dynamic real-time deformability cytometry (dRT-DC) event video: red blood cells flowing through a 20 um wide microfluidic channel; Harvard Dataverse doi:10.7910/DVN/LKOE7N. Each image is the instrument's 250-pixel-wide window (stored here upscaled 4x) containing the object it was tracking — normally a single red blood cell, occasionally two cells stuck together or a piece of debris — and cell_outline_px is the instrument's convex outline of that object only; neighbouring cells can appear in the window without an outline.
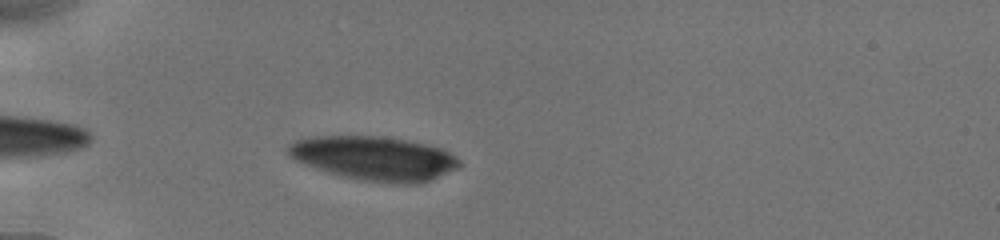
{"species": "human", "species_latin": "Homo sapiens", "temperature_condition": "cold", "stored_images_in_passage": 37, "camera_frame_rate_fps": 3000, "um_per_image_px": 0.085, "donor": {"sex": "male"}, "frame": {"image": 1, "passage_image": 3, "time_ms": 0.667, "image_size_px": [1000, 240], "cell_outline_px": [[460, 168], [432, 180], [416, 184], [396, 184], [360, 180], [340, 176], [304, 164], [296, 160], [288, 152], [288, 144], [296, 140], [308, 136], [380, 136], [412, 140], [440, 148], [456, 156], [460, 160]], "centroid_in_image_um": [31.86, 13.46], "position_along_channel_um": 53.1, "area_um2": 44.39}}
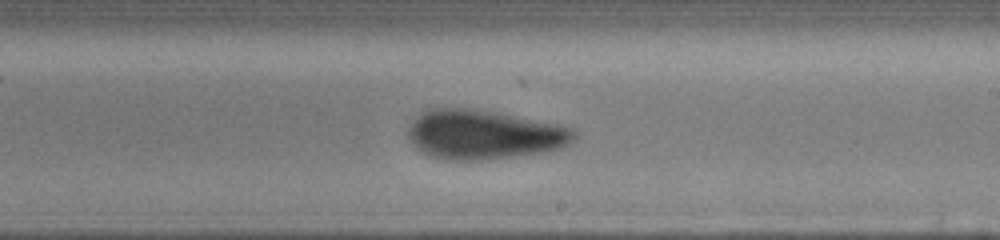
{"frame": {"image": 2, "passage_image": 20, "time_ms": 6.333, "image_size_px": [1000, 240], "cell_outline_px": [[576, 136], [568, 144], [560, 148], [544, 152], [484, 160], [444, 160], [432, 156], [416, 148], [412, 140], [412, 120], [420, 112], [428, 108], [464, 108], [496, 112], [556, 124], [572, 128], [576, 132]], "centroid_in_image_um": [41.15, 11.44], "position_along_channel_um": 247.9, "area_um2": 47.11}}
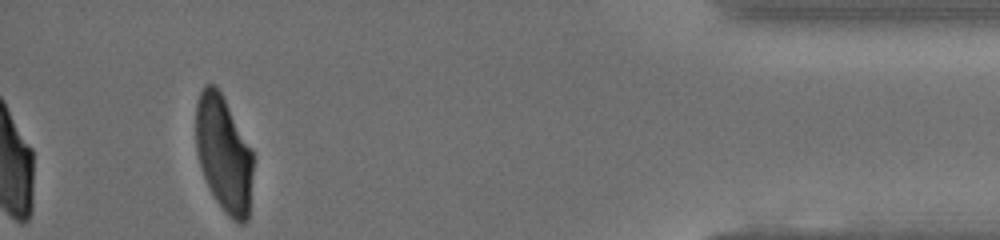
{"frame": {"image": 3, "passage_image": 37, "time_ms": 12.0, "image_size_px": [1000, 240], "cell_outline_px": [[252, 172], [248, 220], [244, 224], [240, 224], [232, 220], [224, 212], [216, 200], [204, 176], [200, 164], [196, 148], [196, 104], [200, 92], [204, 84], [216, 84], [252, 148]], "centroid_in_image_um": [19.02, 13.07], "position_along_channel_um": 416.2, "area_um2": 38.67}, "authors_computed_cell_mechanics": {"area_um2": 46.529, "velocity_mm_per_s": 3.8564, "shape_relaxation_time_tau1_ms": 2.7496, "shape_relaxation_time_tau2_ms": 1.5886, "deformation_change_tau1": 0.1277, "deformation_change_tau2": 0.0773}}